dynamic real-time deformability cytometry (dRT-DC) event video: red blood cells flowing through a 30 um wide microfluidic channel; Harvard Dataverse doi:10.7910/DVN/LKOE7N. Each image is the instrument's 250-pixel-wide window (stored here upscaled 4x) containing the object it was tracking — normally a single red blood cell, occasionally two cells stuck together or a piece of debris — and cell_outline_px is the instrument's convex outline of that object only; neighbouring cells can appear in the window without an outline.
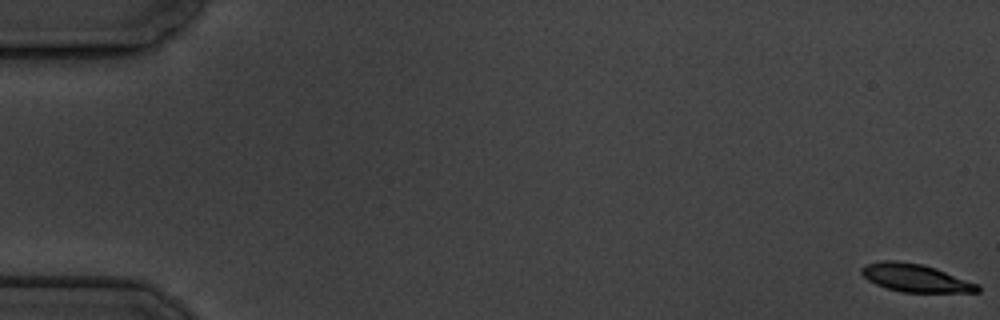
{"species": "common noctule bat (a hibernating species)", "species_latin": "Nyctalus noctula", "temperature_condition": "cold", "stored_images_in_passage": 6, "camera_frame_rate_fps": 3000, "um_per_image_px": 0.085, "animal": {"sex": "male", "body_mass_g": 19.5, "forearm_length_mm": 54.6}, "frame": {"image": 1, "passage_image": 1, "time_ms": 0.0, "image_size_px": [1000, 320], "cell_outline_px": [[980, 292], [900, 292], [876, 284], [868, 280], [860, 272], [860, 268], [864, 264], [880, 260], [896, 260], [924, 264], [936, 268], [980, 284]], "centroid_in_image_um": [77.81, 23.61], "position_along_channel_um": 7.2, "area_um2": 19.13}}
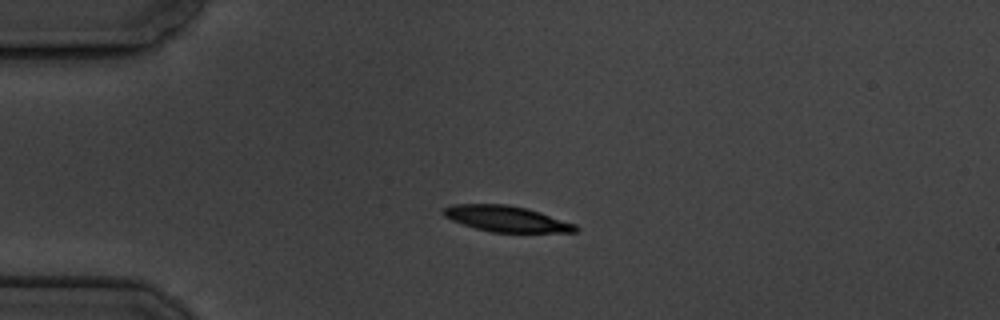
{"frame": {"image": 2, "passage_image": 5, "time_ms": 4.667, "image_size_px": [1000, 320], "cell_outline_px": [[580, 228], [576, 232], [492, 232], [476, 228], [452, 220], [444, 216], [440, 212], [440, 208], [452, 204], [508, 204], [528, 208], [576, 224]], "centroid_in_image_um": [43.02, 18.58], "position_along_channel_um": 42.0, "area_um2": 20.06}}